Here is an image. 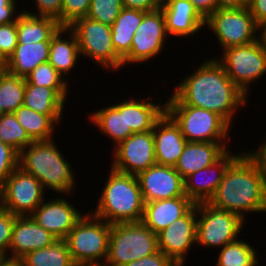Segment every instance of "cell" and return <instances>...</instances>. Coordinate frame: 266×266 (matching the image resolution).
Wrapping results in <instances>:
<instances>
[{"instance_id":"obj_29","label":"cell","mask_w":266,"mask_h":266,"mask_svg":"<svg viewBox=\"0 0 266 266\" xmlns=\"http://www.w3.org/2000/svg\"><path fill=\"white\" fill-rule=\"evenodd\" d=\"M146 13L145 11L123 7L111 25L113 47L122 59L129 54L134 33Z\"/></svg>"},{"instance_id":"obj_1","label":"cell","mask_w":266,"mask_h":266,"mask_svg":"<svg viewBox=\"0 0 266 266\" xmlns=\"http://www.w3.org/2000/svg\"><path fill=\"white\" fill-rule=\"evenodd\" d=\"M204 59L197 70L176 85L173 94L184 104L219 114L230 126L241 106L246 107L247 96L227 76L215 59Z\"/></svg>"},{"instance_id":"obj_41","label":"cell","mask_w":266,"mask_h":266,"mask_svg":"<svg viewBox=\"0 0 266 266\" xmlns=\"http://www.w3.org/2000/svg\"><path fill=\"white\" fill-rule=\"evenodd\" d=\"M36 11H24L27 14L37 17H47L56 20L61 26V11L63 0H35ZM32 11V12H31Z\"/></svg>"},{"instance_id":"obj_33","label":"cell","mask_w":266,"mask_h":266,"mask_svg":"<svg viewBox=\"0 0 266 266\" xmlns=\"http://www.w3.org/2000/svg\"><path fill=\"white\" fill-rule=\"evenodd\" d=\"M256 250L249 242L238 238L220 249L216 266H257L260 260Z\"/></svg>"},{"instance_id":"obj_31","label":"cell","mask_w":266,"mask_h":266,"mask_svg":"<svg viewBox=\"0 0 266 266\" xmlns=\"http://www.w3.org/2000/svg\"><path fill=\"white\" fill-rule=\"evenodd\" d=\"M14 114L18 123L33 141L54 139L52 137L58 123L51 116L40 114L24 105L20 106Z\"/></svg>"},{"instance_id":"obj_39","label":"cell","mask_w":266,"mask_h":266,"mask_svg":"<svg viewBox=\"0 0 266 266\" xmlns=\"http://www.w3.org/2000/svg\"><path fill=\"white\" fill-rule=\"evenodd\" d=\"M16 217L11 212L0 208V258L8 256Z\"/></svg>"},{"instance_id":"obj_44","label":"cell","mask_w":266,"mask_h":266,"mask_svg":"<svg viewBox=\"0 0 266 266\" xmlns=\"http://www.w3.org/2000/svg\"><path fill=\"white\" fill-rule=\"evenodd\" d=\"M17 0H0V25L16 22L18 16L22 13L17 12Z\"/></svg>"},{"instance_id":"obj_5","label":"cell","mask_w":266,"mask_h":266,"mask_svg":"<svg viewBox=\"0 0 266 266\" xmlns=\"http://www.w3.org/2000/svg\"><path fill=\"white\" fill-rule=\"evenodd\" d=\"M165 104L166 113L180 127L187 142H229L232 127L219 114L184 105L174 94Z\"/></svg>"},{"instance_id":"obj_35","label":"cell","mask_w":266,"mask_h":266,"mask_svg":"<svg viewBox=\"0 0 266 266\" xmlns=\"http://www.w3.org/2000/svg\"><path fill=\"white\" fill-rule=\"evenodd\" d=\"M0 141L18 153L33 142L14 113L0 114Z\"/></svg>"},{"instance_id":"obj_40","label":"cell","mask_w":266,"mask_h":266,"mask_svg":"<svg viewBox=\"0 0 266 266\" xmlns=\"http://www.w3.org/2000/svg\"><path fill=\"white\" fill-rule=\"evenodd\" d=\"M19 153L0 141V185L18 167Z\"/></svg>"},{"instance_id":"obj_19","label":"cell","mask_w":266,"mask_h":266,"mask_svg":"<svg viewBox=\"0 0 266 266\" xmlns=\"http://www.w3.org/2000/svg\"><path fill=\"white\" fill-rule=\"evenodd\" d=\"M152 132L156 164L174 167L187 143L180 127L165 112L154 125Z\"/></svg>"},{"instance_id":"obj_42","label":"cell","mask_w":266,"mask_h":266,"mask_svg":"<svg viewBox=\"0 0 266 266\" xmlns=\"http://www.w3.org/2000/svg\"><path fill=\"white\" fill-rule=\"evenodd\" d=\"M17 40L16 22L0 25V53L3 57L8 58L14 53Z\"/></svg>"},{"instance_id":"obj_28","label":"cell","mask_w":266,"mask_h":266,"mask_svg":"<svg viewBox=\"0 0 266 266\" xmlns=\"http://www.w3.org/2000/svg\"><path fill=\"white\" fill-rule=\"evenodd\" d=\"M87 118L90 119L91 123L95 124L101 134L112 139L114 147L133 134L132 130H126L125 100L97 109L94 113L91 112Z\"/></svg>"},{"instance_id":"obj_15","label":"cell","mask_w":266,"mask_h":266,"mask_svg":"<svg viewBox=\"0 0 266 266\" xmlns=\"http://www.w3.org/2000/svg\"><path fill=\"white\" fill-rule=\"evenodd\" d=\"M196 233L197 204L184 216L157 234L158 250L164 253L175 265L185 266L186 256L190 248L196 245Z\"/></svg>"},{"instance_id":"obj_20","label":"cell","mask_w":266,"mask_h":266,"mask_svg":"<svg viewBox=\"0 0 266 266\" xmlns=\"http://www.w3.org/2000/svg\"><path fill=\"white\" fill-rule=\"evenodd\" d=\"M57 238L30 216L16 217L8 257L22 258L27 253L51 245Z\"/></svg>"},{"instance_id":"obj_16","label":"cell","mask_w":266,"mask_h":266,"mask_svg":"<svg viewBox=\"0 0 266 266\" xmlns=\"http://www.w3.org/2000/svg\"><path fill=\"white\" fill-rule=\"evenodd\" d=\"M144 202L186 196L184 179L173 166L155 164L137 175Z\"/></svg>"},{"instance_id":"obj_12","label":"cell","mask_w":266,"mask_h":266,"mask_svg":"<svg viewBox=\"0 0 266 266\" xmlns=\"http://www.w3.org/2000/svg\"><path fill=\"white\" fill-rule=\"evenodd\" d=\"M45 198L41 182L20 167L0 185V208L17 217L30 216Z\"/></svg>"},{"instance_id":"obj_8","label":"cell","mask_w":266,"mask_h":266,"mask_svg":"<svg viewBox=\"0 0 266 266\" xmlns=\"http://www.w3.org/2000/svg\"><path fill=\"white\" fill-rule=\"evenodd\" d=\"M69 28L77 37L80 56L91 59L109 72L119 71L123 67V59L113 47L111 26L83 17Z\"/></svg>"},{"instance_id":"obj_32","label":"cell","mask_w":266,"mask_h":266,"mask_svg":"<svg viewBox=\"0 0 266 266\" xmlns=\"http://www.w3.org/2000/svg\"><path fill=\"white\" fill-rule=\"evenodd\" d=\"M21 259L24 266H77L65 239H57L48 247L29 252Z\"/></svg>"},{"instance_id":"obj_49","label":"cell","mask_w":266,"mask_h":266,"mask_svg":"<svg viewBox=\"0 0 266 266\" xmlns=\"http://www.w3.org/2000/svg\"><path fill=\"white\" fill-rule=\"evenodd\" d=\"M0 266H24L21 258L1 257Z\"/></svg>"},{"instance_id":"obj_10","label":"cell","mask_w":266,"mask_h":266,"mask_svg":"<svg viewBox=\"0 0 266 266\" xmlns=\"http://www.w3.org/2000/svg\"><path fill=\"white\" fill-rule=\"evenodd\" d=\"M215 59L222 65L227 76L247 96L252 85L266 74V50L259 40L222 50Z\"/></svg>"},{"instance_id":"obj_46","label":"cell","mask_w":266,"mask_h":266,"mask_svg":"<svg viewBox=\"0 0 266 266\" xmlns=\"http://www.w3.org/2000/svg\"><path fill=\"white\" fill-rule=\"evenodd\" d=\"M197 12L206 20L218 9L217 0H189Z\"/></svg>"},{"instance_id":"obj_43","label":"cell","mask_w":266,"mask_h":266,"mask_svg":"<svg viewBox=\"0 0 266 266\" xmlns=\"http://www.w3.org/2000/svg\"><path fill=\"white\" fill-rule=\"evenodd\" d=\"M124 266H177L164 253L158 250L156 253L139 260L132 261Z\"/></svg>"},{"instance_id":"obj_26","label":"cell","mask_w":266,"mask_h":266,"mask_svg":"<svg viewBox=\"0 0 266 266\" xmlns=\"http://www.w3.org/2000/svg\"><path fill=\"white\" fill-rule=\"evenodd\" d=\"M130 98L125 99L126 130H132V133L153 130L156 122L166 112L165 102L162 104L161 99H158V103L152 102L149 96L142 100H137L135 97Z\"/></svg>"},{"instance_id":"obj_51","label":"cell","mask_w":266,"mask_h":266,"mask_svg":"<svg viewBox=\"0 0 266 266\" xmlns=\"http://www.w3.org/2000/svg\"><path fill=\"white\" fill-rule=\"evenodd\" d=\"M264 144L259 145L253 152L259 157V159L266 165V140Z\"/></svg>"},{"instance_id":"obj_11","label":"cell","mask_w":266,"mask_h":266,"mask_svg":"<svg viewBox=\"0 0 266 266\" xmlns=\"http://www.w3.org/2000/svg\"><path fill=\"white\" fill-rule=\"evenodd\" d=\"M205 27L214 33L221 51L258 40L259 25L248 7L217 9L205 20Z\"/></svg>"},{"instance_id":"obj_45","label":"cell","mask_w":266,"mask_h":266,"mask_svg":"<svg viewBox=\"0 0 266 266\" xmlns=\"http://www.w3.org/2000/svg\"><path fill=\"white\" fill-rule=\"evenodd\" d=\"M122 6L145 12H152L160 8L154 0H121Z\"/></svg>"},{"instance_id":"obj_54","label":"cell","mask_w":266,"mask_h":266,"mask_svg":"<svg viewBox=\"0 0 266 266\" xmlns=\"http://www.w3.org/2000/svg\"><path fill=\"white\" fill-rule=\"evenodd\" d=\"M253 0H242V2L248 6Z\"/></svg>"},{"instance_id":"obj_55","label":"cell","mask_w":266,"mask_h":266,"mask_svg":"<svg viewBox=\"0 0 266 266\" xmlns=\"http://www.w3.org/2000/svg\"><path fill=\"white\" fill-rule=\"evenodd\" d=\"M81 266H106V265H81Z\"/></svg>"},{"instance_id":"obj_18","label":"cell","mask_w":266,"mask_h":266,"mask_svg":"<svg viewBox=\"0 0 266 266\" xmlns=\"http://www.w3.org/2000/svg\"><path fill=\"white\" fill-rule=\"evenodd\" d=\"M240 154L228 149L215 163L190 174L185 180V195L194 203L208 202L219 186L229 164ZM199 177V179H198Z\"/></svg>"},{"instance_id":"obj_53","label":"cell","mask_w":266,"mask_h":266,"mask_svg":"<svg viewBox=\"0 0 266 266\" xmlns=\"http://www.w3.org/2000/svg\"><path fill=\"white\" fill-rule=\"evenodd\" d=\"M159 6L166 4L169 0H154Z\"/></svg>"},{"instance_id":"obj_34","label":"cell","mask_w":266,"mask_h":266,"mask_svg":"<svg viewBox=\"0 0 266 266\" xmlns=\"http://www.w3.org/2000/svg\"><path fill=\"white\" fill-rule=\"evenodd\" d=\"M25 78L0 72V114L14 113L24 102Z\"/></svg>"},{"instance_id":"obj_36","label":"cell","mask_w":266,"mask_h":266,"mask_svg":"<svg viewBox=\"0 0 266 266\" xmlns=\"http://www.w3.org/2000/svg\"><path fill=\"white\" fill-rule=\"evenodd\" d=\"M25 79L29 84L48 88H68L70 83L49 62L37 66Z\"/></svg>"},{"instance_id":"obj_48","label":"cell","mask_w":266,"mask_h":266,"mask_svg":"<svg viewBox=\"0 0 266 266\" xmlns=\"http://www.w3.org/2000/svg\"><path fill=\"white\" fill-rule=\"evenodd\" d=\"M218 9H238L247 7L242 0H217Z\"/></svg>"},{"instance_id":"obj_27","label":"cell","mask_w":266,"mask_h":266,"mask_svg":"<svg viewBox=\"0 0 266 266\" xmlns=\"http://www.w3.org/2000/svg\"><path fill=\"white\" fill-rule=\"evenodd\" d=\"M51 41L18 44L7 60L6 71L20 77H26L37 66L49 60Z\"/></svg>"},{"instance_id":"obj_17","label":"cell","mask_w":266,"mask_h":266,"mask_svg":"<svg viewBox=\"0 0 266 266\" xmlns=\"http://www.w3.org/2000/svg\"><path fill=\"white\" fill-rule=\"evenodd\" d=\"M57 196L48 202L45 198L30 217L57 239H65L84 214L63 196Z\"/></svg>"},{"instance_id":"obj_24","label":"cell","mask_w":266,"mask_h":266,"mask_svg":"<svg viewBox=\"0 0 266 266\" xmlns=\"http://www.w3.org/2000/svg\"><path fill=\"white\" fill-rule=\"evenodd\" d=\"M68 88H48L29 84L25 79L23 105L34 111L51 116L58 124L63 118Z\"/></svg>"},{"instance_id":"obj_4","label":"cell","mask_w":266,"mask_h":266,"mask_svg":"<svg viewBox=\"0 0 266 266\" xmlns=\"http://www.w3.org/2000/svg\"><path fill=\"white\" fill-rule=\"evenodd\" d=\"M96 209L90 213L110 224L139 222L144 212V200L136 175L110 168Z\"/></svg>"},{"instance_id":"obj_52","label":"cell","mask_w":266,"mask_h":266,"mask_svg":"<svg viewBox=\"0 0 266 266\" xmlns=\"http://www.w3.org/2000/svg\"><path fill=\"white\" fill-rule=\"evenodd\" d=\"M6 67H7V60L0 53V72L6 71Z\"/></svg>"},{"instance_id":"obj_23","label":"cell","mask_w":266,"mask_h":266,"mask_svg":"<svg viewBox=\"0 0 266 266\" xmlns=\"http://www.w3.org/2000/svg\"><path fill=\"white\" fill-rule=\"evenodd\" d=\"M228 142H187L174 168L185 180L215 163L230 148Z\"/></svg>"},{"instance_id":"obj_25","label":"cell","mask_w":266,"mask_h":266,"mask_svg":"<svg viewBox=\"0 0 266 266\" xmlns=\"http://www.w3.org/2000/svg\"><path fill=\"white\" fill-rule=\"evenodd\" d=\"M80 58L75 33L69 27H60L51 38L48 62L65 78Z\"/></svg>"},{"instance_id":"obj_9","label":"cell","mask_w":266,"mask_h":266,"mask_svg":"<svg viewBox=\"0 0 266 266\" xmlns=\"http://www.w3.org/2000/svg\"><path fill=\"white\" fill-rule=\"evenodd\" d=\"M244 221L235 213L215 208L207 202L197 203L196 246L223 248L241 236Z\"/></svg>"},{"instance_id":"obj_30","label":"cell","mask_w":266,"mask_h":266,"mask_svg":"<svg viewBox=\"0 0 266 266\" xmlns=\"http://www.w3.org/2000/svg\"><path fill=\"white\" fill-rule=\"evenodd\" d=\"M18 44L51 41L61 27L51 18L37 17L22 11L16 20Z\"/></svg>"},{"instance_id":"obj_21","label":"cell","mask_w":266,"mask_h":266,"mask_svg":"<svg viewBox=\"0 0 266 266\" xmlns=\"http://www.w3.org/2000/svg\"><path fill=\"white\" fill-rule=\"evenodd\" d=\"M162 9L166 31L169 37H191L205 28V19L197 12L189 0H169L160 6ZM191 35V36H190Z\"/></svg>"},{"instance_id":"obj_37","label":"cell","mask_w":266,"mask_h":266,"mask_svg":"<svg viewBox=\"0 0 266 266\" xmlns=\"http://www.w3.org/2000/svg\"><path fill=\"white\" fill-rule=\"evenodd\" d=\"M122 8L121 0H92L86 17L111 26Z\"/></svg>"},{"instance_id":"obj_47","label":"cell","mask_w":266,"mask_h":266,"mask_svg":"<svg viewBox=\"0 0 266 266\" xmlns=\"http://www.w3.org/2000/svg\"><path fill=\"white\" fill-rule=\"evenodd\" d=\"M247 7L258 25L266 21V0H253Z\"/></svg>"},{"instance_id":"obj_14","label":"cell","mask_w":266,"mask_h":266,"mask_svg":"<svg viewBox=\"0 0 266 266\" xmlns=\"http://www.w3.org/2000/svg\"><path fill=\"white\" fill-rule=\"evenodd\" d=\"M112 154L113 169L137 176L156 164L152 130L131 134L114 147Z\"/></svg>"},{"instance_id":"obj_38","label":"cell","mask_w":266,"mask_h":266,"mask_svg":"<svg viewBox=\"0 0 266 266\" xmlns=\"http://www.w3.org/2000/svg\"><path fill=\"white\" fill-rule=\"evenodd\" d=\"M92 0H63L61 27H69L77 19L88 15Z\"/></svg>"},{"instance_id":"obj_7","label":"cell","mask_w":266,"mask_h":266,"mask_svg":"<svg viewBox=\"0 0 266 266\" xmlns=\"http://www.w3.org/2000/svg\"><path fill=\"white\" fill-rule=\"evenodd\" d=\"M158 251L157 234L141 221L111 224L104 265L124 266Z\"/></svg>"},{"instance_id":"obj_3","label":"cell","mask_w":266,"mask_h":266,"mask_svg":"<svg viewBox=\"0 0 266 266\" xmlns=\"http://www.w3.org/2000/svg\"><path fill=\"white\" fill-rule=\"evenodd\" d=\"M53 139L33 141L19 153L18 167L33 175L44 191L69 196L74 190L76 175Z\"/></svg>"},{"instance_id":"obj_22","label":"cell","mask_w":266,"mask_h":266,"mask_svg":"<svg viewBox=\"0 0 266 266\" xmlns=\"http://www.w3.org/2000/svg\"><path fill=\"white\" fill-rule=\"evenodd\" d=\"M194 205L187 196L146 202L141 222L158 234L184 216Z\"/></svg>"},{"instance_id":"obj_13","label":"cell","mask_w":266,"mask_h":266,"mask_svg":"<svg viewBox=\"0 0 266 266\" xmlns=\"http://www.w3.org/2000/svg\"><path fill=\"white\" fill-rule=\"evenodd\" d=\"M168 38L162 9L147 12L134 33L131 49L123 59V66L149 62L150 59L157 58Z\"/></svg>"},{"instance_id":"obj_2","label":"cell","mask_w":266,"mask_h":266,"mask_svg":"<svg viewBox=\"0 0 266 266\" xmlns=\"http://www.w3.org/2000/svg\"><path fill=\"white\" fill-rule=\"evenodd\" d=\"M246 220V212L266 213V165L250 150L241 152L227 167L207 202Z\"/></svg>"},{"instance_id":"obj_6","label":"cell","mask_w":266,"mask_h":266,"mask_svg":"<svg viewBox=\"0 0 266 266\" xmlns=\"http://www.w3.org/2000/svg\"><path fill=\"white\" fill-rule=\"evenodd\" d=\"M111 224L89 211L70 230L65 241L77 266L103 265L108 255Z\"/></svg>"},{"instance_id":"obj_50","label":"cell","mask_w":266,"mask_h":266,"mask_svg":"<svg viewBox=\"0 0 266 266\" xmlns=\"http://www.w3.org/2000/svg\"><path fill=\"white\" fill-rule=\"evenodd\" d=\"M258 40L263 48L266 50V21L259 24Z\"/></svg>"}]
</instances>
